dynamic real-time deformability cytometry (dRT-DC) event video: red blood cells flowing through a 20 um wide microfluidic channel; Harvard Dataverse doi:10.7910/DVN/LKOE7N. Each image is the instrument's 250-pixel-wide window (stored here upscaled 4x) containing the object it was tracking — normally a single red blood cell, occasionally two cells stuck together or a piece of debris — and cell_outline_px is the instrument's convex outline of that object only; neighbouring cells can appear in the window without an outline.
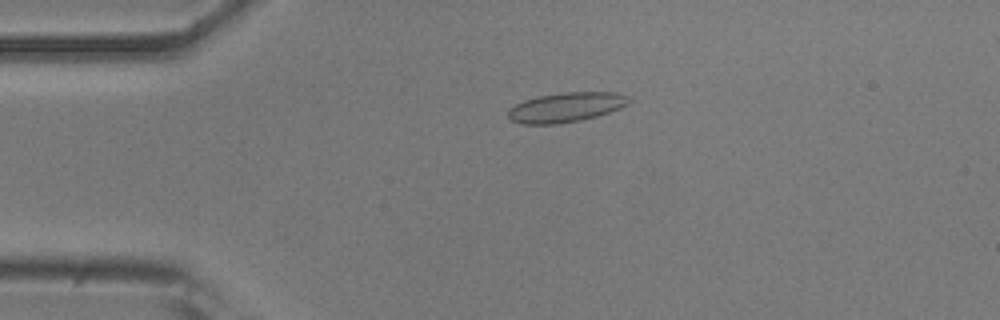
{"species": "common noctule bat (a hibernating species)", "species_latin": "Nyctalus noctula", "temperature_condition": "room temperature", "stored_images_in_passage": 43, "camera_frame_rate_fps": 3000, "um_per_image_px": 0.085, "animal": {"sex": "male", "body_mass_g": 20.5, "forearm_length_mm": 52.5}, "frame": {"image": 1, "passage_image": 1, "time_ms": 0.0, "image_size_px": [1000, 320], "cell_outline_px": [[632, 100], [628, 104], [620, 108], [596, 116], [580, 120], [560, 124], [524, 124], [512, 120], [508, 116], [508, 108], [524, 100], [536, 96], [564, 92], [616, 92], [628, 96]], "centroid_in_image_um": [48.11, 9.11], "position_along_channel_um": 36.9, "area_um2": 20.92}}
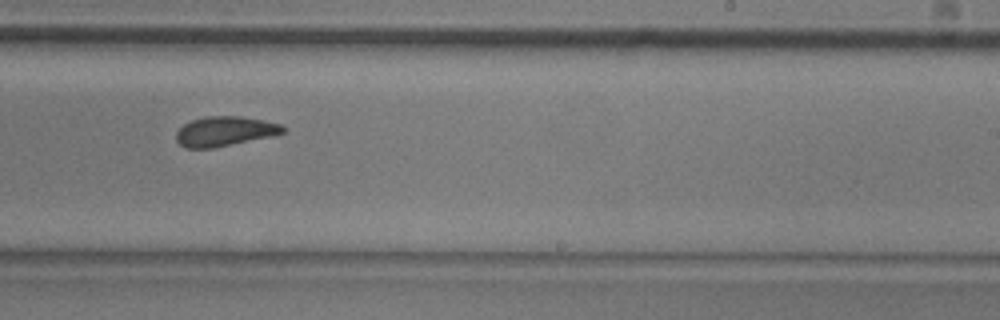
{"frame": {"image": 2, "passage_image": 22, "time_ms": 7.0, "image_size_px": [1000, 320], "cell_outline_px": [[288, 128], [284, 132], [276, 136], [212, 148], [184, 148], [176, 140], [176, 132], [184, 124], [192, 120], [208, 116], [240, 116], [264, 120], [280, 124]], "centroid_in_image_um": [19.15, 11.16], "position_along_channel_um": 269.8, "area_um2": 18.67}}
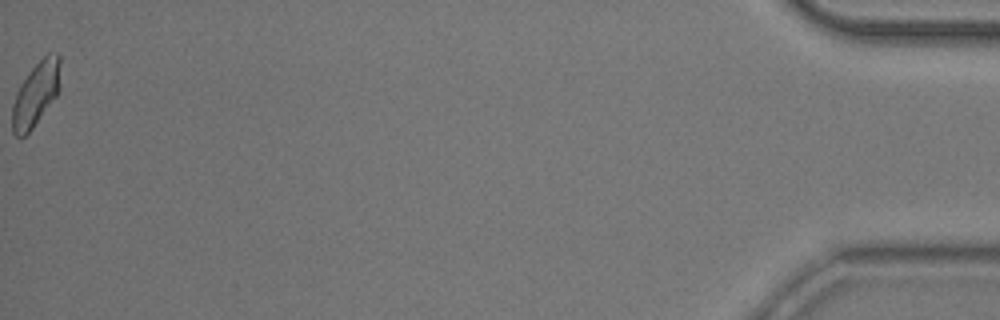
{"frame": {"image": 3, "passage_image": 43, "time_ms": 14.0, "image_size_px": [1000, 320], "cell_outline_px": [[60, 88], [56, 96], [32, 128], [24, 136], [16, 136], [12, 132], [12, 104], [16, 92], [20, 84], [28, 72], [48, 52], [56, 52], [60, 56]], "centroid_in_image_um": [3.05, 7.95], "position_along_channel_um": 432.2, "area_um2": 18.03}, "authors_computed_cell_mechanics": {"area_um2": 18.6694, "velocity_mm_per_s": 3.7693, "shape_relaxation_time_tau1_ms": 7.7967, "shape_relaxation_time_tau2_ms": 1.5032, "deformation_change_tau1": 0.1245, "deformation_change_tau2": 0.0397}}